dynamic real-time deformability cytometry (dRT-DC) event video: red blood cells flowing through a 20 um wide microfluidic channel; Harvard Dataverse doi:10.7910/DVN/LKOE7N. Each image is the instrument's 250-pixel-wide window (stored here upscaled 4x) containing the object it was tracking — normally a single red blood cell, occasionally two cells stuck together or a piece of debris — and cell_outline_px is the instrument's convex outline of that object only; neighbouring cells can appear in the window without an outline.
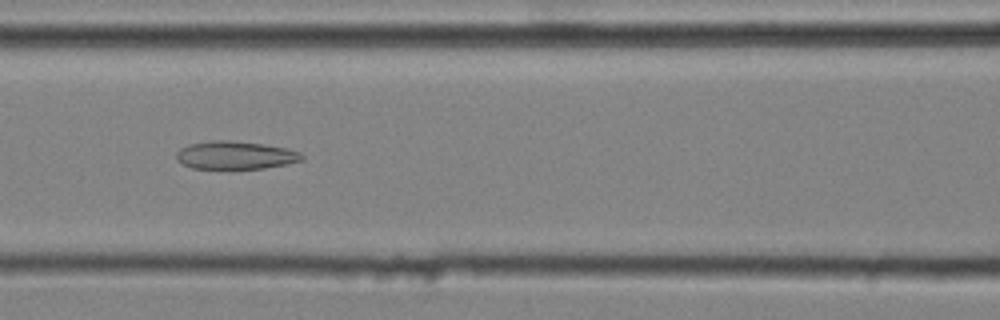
{"species": "common noctule bat (a hibernating species)", "species_latin": "Nyctalus noctula", "temperature_condition": "cold", "stored_images_in_passage": 46, "camera_frame_rate_fps": 3000, "um_per_image_px": 0.085, "animal": {"sex": "male", "body_mass_g": 20.4}, "frame": {"image": 1, "passage_image": 21, "time_ms": 6.667, "image_size_px": [1000, 320], "cell_outline_px": [[304, 160], [288, 164], [264, 168], [192, 168], [176, 160], [176, 152], [180, 148], [188, 144], [212, 140], [228, 140], [264, 144], [284, 148], [300, 152], [304, 156]], "centroid_in_image_um": [20.0, 13.18], "position_along_channel_um": 146.6, "area_um2": 20.46}}
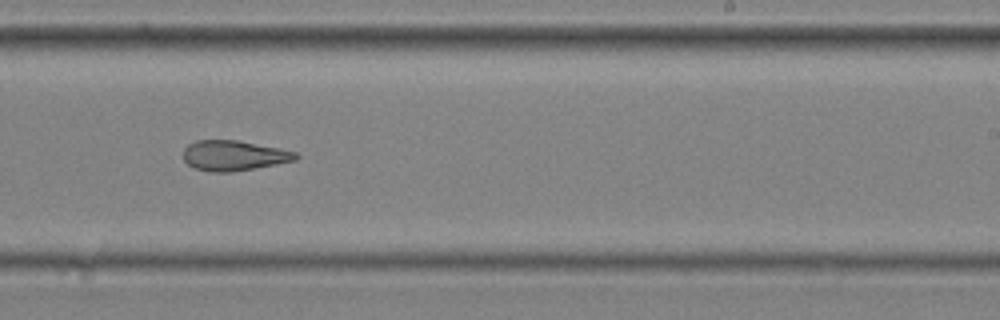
{"frame": {"image": 2, "passage_image": 30, "time_ms": 9.667, "image_size_px": [1000, 320], "cell_outline_px": [[300, 156], [296, 160], [276, 164], [232, 172], [212, 172], [196, 168], [188, 164], [184, 160], [184, 148], [188, 144], [196, 140], [236, 140], [280, 148], [296, 152]], "centroid_in_image_um": [19.88, 13.22], "position_along_channel_um": 269.1, "area_um2": 19.71}}
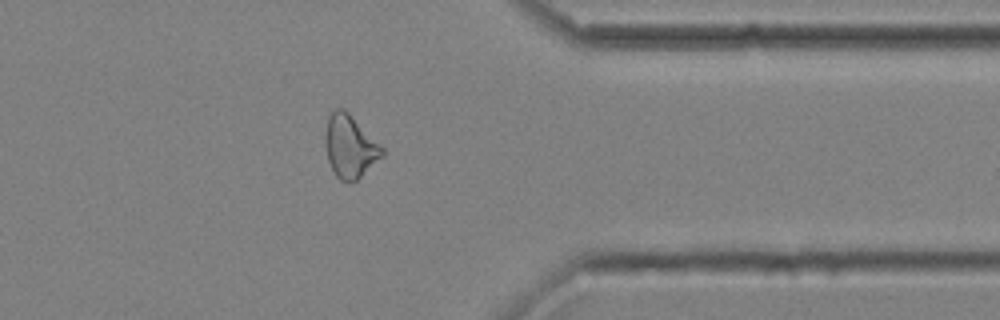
{"frame": {"image": 3, "passage_image": 39, "time_ms": 12.667, "image_size_px": [1000, 320], "cell_outline_px": [[384, 156], [352, 184], [340, 180], [336, 176], [328, 160], [324, 140], [324, 136], [328, 116], [336, 108], [344, 108], [384, 148]], "centroid_in_image_um": [29.74, 12.46], "position_along_channel_um": 381.7, "area_um2": 20.92}, "authors_computed_cell_mechanics": {"area_um2": 21.7617, "velocity_mm_per_s": 4.0967, "shape_relaxation_time_tau1_ms": null, "shape_relaxation_time_tau2_ms": 3.2894, "deformation_change_tau1": null, "deformation_change_tau2": 0.131}}